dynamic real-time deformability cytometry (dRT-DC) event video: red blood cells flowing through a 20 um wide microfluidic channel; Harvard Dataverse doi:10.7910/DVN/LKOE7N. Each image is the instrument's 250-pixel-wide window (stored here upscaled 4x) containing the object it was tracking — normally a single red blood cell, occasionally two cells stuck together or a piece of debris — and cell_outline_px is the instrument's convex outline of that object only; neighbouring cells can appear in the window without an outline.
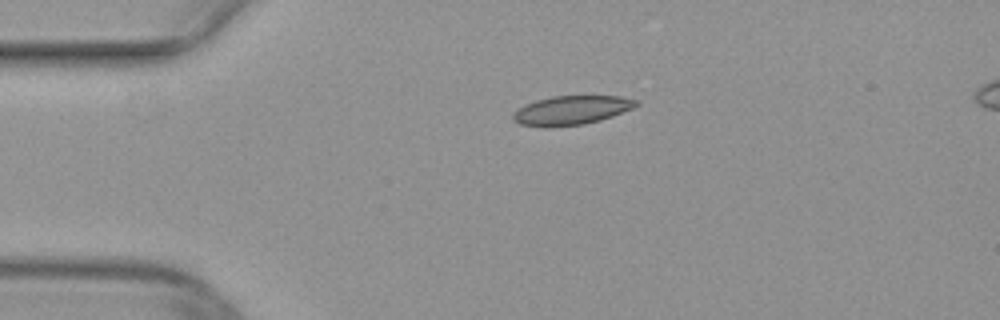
{"species": "common noctule bat (a hibernating species)", "species_latin": "Nyctalus noctula", "temperature_condition": "warm", "stored_images_in_passage": 40, "camera_frame_rate_fps": 3000, "um_per_image_px": 0.085, "animal": {"sex": "female", "body_mass_g": 29.2, "forearm_length_mm": 56.3}, "frame": {"image": 1, "passage_image": 1, "time_ms": 0.0, "image_size_px": [1000, 320], "cell_outline_px": [[640, 104], [632, 108], [612, 116], [600, 120], [584, 124], [548, 128], [544, 128], [520, 124], [512, 120], [512, 112], [536, 100], [552, 96], [620, 96], [636, 100]], "centroid_in_image_um": [48.54, 9.39], "position_along_channel_um": 36.5, "area_um2": 20.87}}
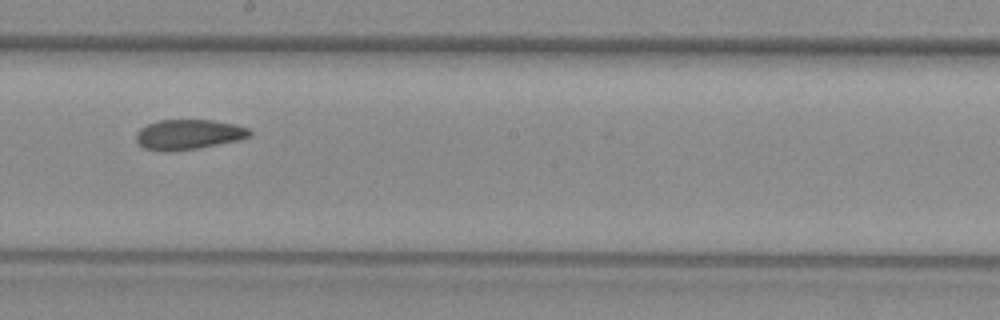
{"frame": {"image": 2, "passage_image": 18, "time_ms": 5.667, "image_size_px": [1000, 320], "cell_outline_px": [[252, 136], [240, 140], [200, 148], [168, 152], [164, 152], [144, 148], [136, 140], [136, 132], [140, 128], [148, 124], [160, 120], [212, 120], [232, 124], [248, 128], [252, 132]], "centroid_in_image_um": [16.03, 11.44], "position_along_channel_um": 232.2, "area_um2": 20.0}}
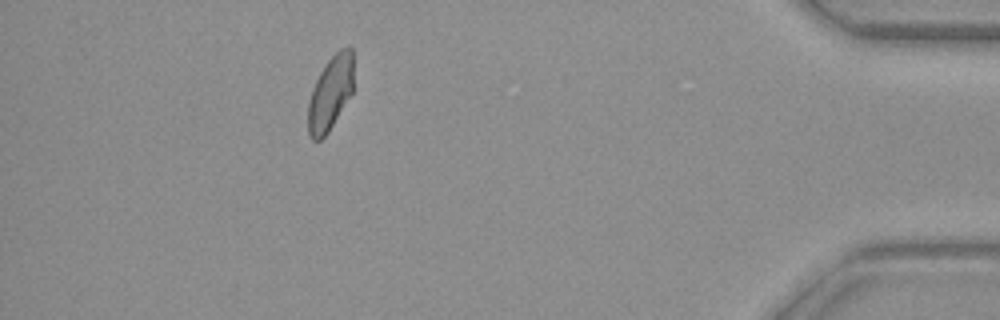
{"frame": {"image": 3, "passage_image": 35, "time_ms": 11.333, "image_size_px": [1000, 320], "cell_outline_px": [[352, 92], [328, 132], [320, 140], [312, 140], [308, 132], [308, 100], [312, 88], [320, 72], [328, 60], [340, 48], [352, 48]], "centroid_in_image_um": [28.05, 7.93], "position_along_channel_um": 407.2, "area_um2": 19.31}}